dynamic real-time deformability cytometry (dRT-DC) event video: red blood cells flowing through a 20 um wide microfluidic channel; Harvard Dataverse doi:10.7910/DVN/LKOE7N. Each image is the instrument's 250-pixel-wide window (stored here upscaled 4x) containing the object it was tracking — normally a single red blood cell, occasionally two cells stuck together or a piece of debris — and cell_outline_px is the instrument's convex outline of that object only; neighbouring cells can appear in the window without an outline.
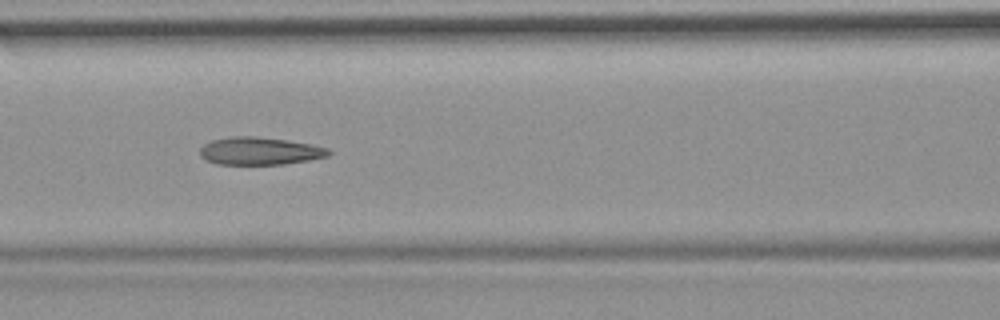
{"species": "common noctule bat (a hibernating species)", "species_latin": "Nyctalus noctula", "temperature_condition": "room temperature", "stored_images_in_passage": 55, "camera_frame_rate_fps": 3000, "um_per_image_px": 0.085, "animal": {"sex": "female", "body_mass_g": 19.9}, "frame": {"image": 1, "passage_image": 24, "time_ms": 7.667, "image_size_px": [1000, 320], "cell_outline_px": [[332, 152], [328, 156], [308, 160], [284, 164], [216, 164], [200, 156], [200, 148], [204, 144], [212, 140], [228, 136], [256, 136], [288, 140], [312, 144], [328, 148]], "centroid_in_image_um": [22.08, 12.82], "position_along_channel_um": 144.5, "area_um2": 20.81}, "authors_computed_cell_mechanics": {"area_um2": 21.6172, "velocity_mm_per_s": 3.6999, "shape_relaxation_time_tau1_ms": 9.7292, "shape_relaxation_time_tau2_ms": 2.5287, "deformation_change_tau1": 0.2361, "deformation_change_tau2": 0.0982}}